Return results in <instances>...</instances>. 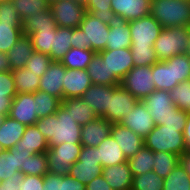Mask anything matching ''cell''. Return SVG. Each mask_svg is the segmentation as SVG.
<instances>
[{"mask_svg":"<svg viewBox=\"0 0 190 190\" xmlns=\"http://www.w3.org/2000/svg\"><path fill=\"white\" fill-rule=\"evenodd\" d=\"M35 125L48 141L49 148L64 142L81 144L82 126L61 105L56 113L39 118Z\"/></svg>","mask_w":190,"mask_h":190,"instance_id":"1","label":"cell"},{"mask_svg":"<svg viewBox=\"0 0 190 190\" xmlns=\"http://www.w3.org/2000/svg\"><path fill=\"white\" fill-rule=\"evenodd\" d=\"M150 15L163 28L190 27V0H151Z\"/></svg>","mask_w":190,"mask_h":190,"instance_id":"2","label":"cell"},{"mask_svg":"<svg viewBox=\"0 0 190 190\" xmlns=\"http://www.w3.org/2000/svg\"><path fill=\"white\" fill-rule=\"evenodd\" d=\"M190 44V27L162 28L153 48L159 61L186 53Z\"/></svg>","mask_w":190,"mask_h":190,"instance_id":"3","label":"cell"},{"mask_svg":"<svg viewBox=\"0 0 190 190\" xmlns=\"http://www.w3.org/2000/svg\"><path fill=\"white\" fill-rule=\"evenodd\" d=\"M144 145L153 152H170L181 156L185 151V141L180 128L156 125L144 138Z\"/></svg>","mask_w":190,"mask_h":190,"instance_id":"4","label":"cell"},{"mask_svg":"<svg viewBox=\"0 0 190 190\" xmlns=\"http://www.w3.org/2000/svg\"><path fill=\"white\" fill-rule=\"evenodd\" d=\"M82 144L64 142L46 151L49 172L59 176L69 175L70 168L78 161Z\"/></svg>","mask_w":190,"mask_h":190,"instance_id":"5","label":"cell"},{"mask_svg":"<svg viewBox=\"0 0 190 190\" xmlns=\"http://www.w3.org/2000/svg\"><path fill=\"white\" fill-rule=\"evenodd\" d=\"M120 85L138 100H143L156 90L152 66H134L121 80Z\"/></svg>","mask_w":190,"mask_h":190,"instance_id":"6","label":"cell"},{"mask_svg":"<svg viewBox=\"0 0 190 190\" xmlns=\"http://www.w3.org/2000/svg\"><path fill=\"white\" fill-rule=\"evenodd\" d=\"M102 171L103 167L99 164L98 148L83 146L78 161L70 168L69 175L87 185L101 175Z\"/></svg>","mask_w":190,"mask_h":190,"instance_id":"7","label":"cell"},{"mask_svg":"<svg viewBox=\"0 0 190 190\" xmlns=\"http://www.w3.org/2000/svg\"><path fill=\"white\" fill-rule=\"evenodd\" d=\"M128 24L131 33V47H153L163 28L150 14L128 21Z\"/></svg>","mask_w":190,"mask_h":190,"instance_id":"8","label":"cell"},{"mask_svg":"<svg viewBox=\"0 0 190 190\" xmlns=\"http://www.w3.org/2000/svg\"><path fill=\"white\" fill-rule=\"evenodd\" d=\"M79 27L84 31L85 49L95 53L106 49L110 25L86 12Z\"/></svg>","mask_w":190,"mask_h":190,"instance_id":"9","label":"cell"},{"mask_svg":"<svg viewBox=\"0 0 190 190\" xmlns=\"http://www.w3.org/2000/svg\"><path fill=\"white\" fill-rule=\"evenodd\" d=\"M49 8L58 27L78 28L86 13L85 6L72 0L54 1Z\"/></svg>","mask_w":190,"mask_h":190,"instance_id":"10","label":"cell"},{"mask_svg":"<svg viewBox=\"0 0 190 190\" xmlns=\"http://www.w3.org/2000/svg\"><path fill=\"white\" fill-rule=\"evenodd\" d=\"M139 100L121 85L113 86V95L110 96V103L107 112L102 116L110 123H120L123 117L127 116Z\"/></svg>","mask_w":190,"mask_h":190,"instance_id":"11","label":"cell"},{"mask_svg":"<svg viewBox=\"0 0 190 190\" xmlns=\"http://www.w3.org/2000/svg\"><path fill=\"white\" fill-rule=\"evenodd\" d=\"M109 69V74L120 84L124 76L134 67L130 48L105 49L98 52Z\"/></svg>","mask_w":190,"mask_h":190,"instance_id":"12","label":"cell"},{"mask_svg":"<svg viewBox=\"0 0 190 190\" xmlns=\"http://www.w3.org/2000/svg\"><path fill=\"white\" fill-rule=\"evenodd\" d=\"M142 101L151 114L155 125H163L176 108L172 102L170 91L167 90H155Z\"/></svg>","mask_w":190,"mask_h":190,"instance_id":"13","label":"cell"},{"mask_svg":"<svg viewBox=\"0 0 190 190\" xmlns=\"http://www.w3.org/2000/svg\"><path fill=\"white\" fill-rule=\"evenodd\" d=\"M143 139L156 126L151 114L142 100H139L127 116L120 122Z\"/></svg>","mask_w":190,"mask_h":190,"instance_id":"14","label":"cell"},{"mask_svg":"<svg viewBox=\"0 0 190 190\" xmlns=\"http://www.w3.org/2000/svg\"><path fill=\"white\" fill-rule=\"evenodd\" d=\"M32 156L27 149L11 148L0 153V181L9 179L15 173L25 175V163Z\"/></svg>","mask_w":190,"mask_h":190,"instance_id":"15","label":"cell"},{"mask_svg":"<svg viewBox=\"0 0 190 190\" xmlns=\"http://www.w3.org/2000/svg\"><path fill=\"white\" fill-rule=\"evenodd\" d=\"M35 110L36 101L33 93H19L13 98L8 116L26 126L35 125L39 120Z\"/></svg>","mask_w":190,"mask_h":190,"instance_id":"16","label":"cell"},{"mask_svg":"<svg viewBox=\"0 0 190 190\" xmlns=\"http://www.w3.org/2000/svg\"><path fill=\"white\" fill-rule=\"evenodd\" d=\"M151 0H111L118 20L131 21L150 14Z\"/></svg>","mask_w":190,"mask_h":190,"instance_id":"17","label":"cell"},{"mask_svg":"<svg viewBox=\"0 0 190 190\" xmlns=\"http://www.w3.org/2000/svg\"><path fill=\"white\" fill-rule=\"evenodd\" d=\"M66 67L59 61H52L48 69L41 76L39 91H44L63 100V79Z\"/></svg>","mask_w":190,"mask_h":190,"instance_id":"18","label":"cell"},{"mask_svg":"<svg viewBox=\"0 0 190 190\" xmlns=\"http://www.w3.org/2000/svg\"><path fill=\"white\" fill-rule=\"evenodd\" d=\"M92 81L86 70L66 69L63 79V99L81 97Z\"/></svg>","mask_w":190,"mask_h":190,"instance_id":"19","label":"cell"},{"mask_svg":"<svg viewBox=\"0 0 190 190\" xmlns=\"http://www.w3.org/2000/svg\"><path fill=\"white\" fill-rule=\"evenodd\" d=\"M111 135L123 151L126 159L133 157L144 145V139L121 123L112 125Z\"/></svg>","mask_w":190,"mask_h":190,"instance_id":"20","label":"cell"},{"mask_svg":"<svg viewBox=\"0 0 190 190\" xmlns=\"http://www.w3.org/2000/svg\"><path fill=\"white\" fill-rule=\"evenodd\" d=\"M112 123L103 117H97L81 129V144L84 147H97L111 134Z\"/></svg>","mask_w":190,"mask_h":190,"instance_id":"21","label":"cell"},{"mask_svg":"<svg viewBox=\"0 0 190 190\" xmlns=\"http://www.w3.org/2000/svg\"><path fill=\"white\" fill-rule=\"evenodd\" d=\"M112 95L113 86L91 84L81 98L93 109L98 117H102L108 110L110 96Z\"/></svg>","mask_w":190,"mask_h":190,"instance_id":"22","label":"cell"},{"mask_svg":"<svg viewBox=\"0 0 190 190\" xmlns=\"http://www.w3.org/2000/svg\"><path fill=\"white\" fill-rule=\"evenodd\" d=\"M102 175L112 190H131L132 188L133 176L127 161L104 167Z\"/></svg>","mask_w":190,"mask_h":190,"instance_id":"23","label":"cell"},{"mask_svg":"<svg viewBox=\"0 0 190 190\" xmlns=\"http://www.w3.org/2000/svg\"><path fill=\"white\" fill-rule=\"evenodd\" d=\"M26 125L5 116L0 122V144L4 150H9L18 143L25 132Z\"/></svg>","mask_w":190,"mask_h":190,"instance_id":"24","label":"cell"},{"mask_svg":"<svg viewBox=\"0 0 190 190\" xmlns=\"http://www.w3.org/2000/svg\"><path fill=\"white\" fill-rule=\"evenodd\" d=\"M99 164L102 167L114 166L127 161L122 149L110 134L98 146Z\"/></svg>","mask_w":190,"mask_h":190,"instance_id":"25","label":"cell"},{"mask_svg":"<svg viewBox=\"0 0 190 190\" xmlns=\"http://www.w3.org/2000/svg\"><path fill=\"white\" fill-rule=\"evenodd\" d=\"M60 105L67 111V113H70L75 122L80 126H84L98 117L93 109L84 102L81 97L65 98L61 101Z\"/></svg>","mask_w":190,"mask_h":190,"instance_id":"26","label":"cell"},{"mask_svg":"<svg viewBox=\"0 0 190 190\" xmlns=\"http://www.w3.org/2000/svg\"><path fill=\"white\" fill-rule=\"evenodd\" d=\"M34 48L29 36L22 35L15 45L7 52L11 70L26 66L27 60L32 56Z\"/></svg>","mask_w":190,"mask_h":190,"instance_id":"27","label":"cell"},{"mask_svg":"<svg viewBox=\"0 0 190 190\" xmlns=\"http://www.w3.org/2000/svg\"><path fill=\"white\" fill-rule=\"evenodd\" d=\"M15 148L27 149L29 153H46L49 149L48 141L39 131L36 125L26 126L22 138L15 145Z\"/></svg>","mask_w":190,"mask_h":190,"instance_id":"28","label":"cell"},{"mask_svg":"<svg viewBox=\"0 0 190 190\" xmlns=\"http://www.w3.org/2000/svg\"><path fill=\"white\" fill-rule=\"evenodd\" d=\"M131 47V33L128 21L117 20L110 25L106 49Z\"/></svg>","mask_w":190,"mask_h":190,"instance_id":"29","label":"cell"},{"mask_svg":"<svg viewBox=\"0 0 190 190\" xmlns=\"http://www.w3.org/2000/svg\"><path fill=\"white\" fill-rule=\"evenodd\" d=\"M21 27L23 35L30 36L33 33H36L38 29H56L58 26L55 22L52 11L49 8L36 13L31 17L24 18Z\"/></svg>","mask_w":190,"mask_h":190,"instance_id":"30","label":"cell"},{"mask_svg":"<svg viewBox=\"0 0 190 190\" xmlns=\"http://www.w3.org/2000/svg\"><path fill=\"white\" fill-rule=\"evenodd\" d=\"M152 77L156 90L171 91L179 82H174L173 64L168 60L152 65Z\"/></svg>","mask_w":190,"mask_h":190,"instance_id":"31","label":"cell"},{"mask_svg":"<svg viewBox=\"0 0 190 190\" xmlns=\"http://www.w3.org/2000/svg\"><path fill=\"white\" fill-rule=\"evenodd\" d=\"M92 84L115 86L120 85L110 74L106 63L98 53H95L86 69Z\"/></svg>","mask_w":190,"mask_h":190,"instance_id":"32","label":"cell"},{"mask_svg":"<svg viewBox=\"0 0 190 190\" xmlns=\"http://www.w3.org/2000/svg\"><path fill=\"white\" fill-rule=\"evenodd\" d=\"M71 43H73V28L57 27L51 49V60L60 62L64 55L72 48Z\"/></svg>","mask_w":190,"mask_h":190,"instance_id":"33","label":"cell"},{"mask_svg":"<svg viewBox=\"0 0 190 190\" xmlns=\"http://www.w3.org/2000/svg\"><path fill=\"white\" fill-rule=\"evenodd\" d=\"M132 176L146 174L153 171V151L145 145L131 158L127 159Z\"/></svg>","mask_w":190,"mask_h":190,"instance_id":"34","label":"cell"},{"mask_svg":"<svg viewBox=\"0 0 190 190\" xmlns=\"http://www.w3.org/2000/svg\"><path fill=\"white\" fill-rule=\"evenodd\" d=\"M16 92L19 93H34L38 91L41 77L37 76L26 67L12 71Z\"/></svg>","mask_w":190,"mask_h":190,"instance_id":"35","label":"cell"},{"mask_svg":"<svg viewBox=\"0 0 190 190\" xmlns=\"http://www.w3.org/2000/svg\"><path fill=\"white\" fill-rule=\"evenodd\" d=\"M95 52L89 49L70 48L61 59L66 69L86 70Z\"/></svg>","mask_w":190,"mask_h":190,"instance_id":"36","label":"cell"},{"mask_svg":"<svg viewBox=\"0 0 190 190\" xmlns=\"http://www.w3.org/2000/svg\"><path fill=\"white\" fill-rule=\"evenodd\" d=\"M22 23L0 22V52L7 53L23 35Z\"/></svg>","mask_w":190,"mask_h":190,"instance_id":"37","label":"cell"},{"mask_svg":"<svg viewBox=\"0 0 190 190\" xmlns=\"http://www.w3.org/2000/svg\"><path fill=\"white\" fill-rule=\"evenodd\" d=\"M85 7L86 12L108 25L118 20L114 11L111 10V0H87Z\"/></svg>","mask_w":190,"mask_h":190,"instance_id":"38","label":"cell"},{"mask_svg":"<svg viewBox=\"0 0 190 190\" xmlns=\"http://www.w3.org/2000/svg\"><path fill=\"white\" fill-rule=\"evenodd\" d=\"M36 101V115L38 118L50 116L56 113L61 104V100L44 91H36L33 93Z\"/></svg>","mask_w":190,"mask_h":190,"instance_id":"39","label":"cell"},{"mask_svg":"<svg viewBox=\"0 0 190 190\" xmlns=\"http://www.w3.org/2000/svg\"><path fill=\"white\" fill-rule=\"evenodd\" d=\"M153 172L159 177L166 178L179 164V156L170 152H153Z\"/></svg>","mask_w":190,"mask_h":190,"instance_id":"40","label":"cell"},{"mask_svg":"<svg viewBox=\"0 0 190 190\" xmlns=\"http://www.w3.org/2000/svg\"><path fill=\"white\" fill-rule=\"evenodd\" d=\"M55 33L56 29H38L36 33L30 35L34 51L51 57Z\"/></svg>","mask_w":190,"mask_h":190,"instance_id":"41","label":"cell"},{"mask_svg":"<svg viewBox=\"0 0 190 190\" xmlns=\"http://www.w3.org/2000/svg\"><path fill=\"white\" fill-rule=\"evenodd\" d=\"M163 190H190V176L178 164L171 173L164 178Z\"/></svg>","mask_w":190,"mask_h":190,"instance_id":"42","label":"cell"},{"mask_svg":"<svg viewBox=\"0 0 190 190\" xmlns=\"http://www.w3.org/2000/svg\"><path fill=\"white\" fill-rule=\"evenodd\" d=\"M16 8L17 14L21 20L26 17L49 9L50 3L48 0H11Z\"/></svg>","mask_w":190,"mask_h":190,"instance_id":"43","label":"cell"},{"mask_svg":"<svg viewBox=\"0 0 190 190\" xmlns=\"http://www.w3.org/2000/svg\"><path fill=\"white\" fill-rule=\"evenodd\" d=\"M164 178L153 171L146 174L133 176L131 190H163Z\"/></svg>","mask_w":190,"mask_h":190,"instance_id":"44","label":"cell"},{"mask_svg":"<svg viewBox=\"0 0 190 190\" xmlns=\"http://www.w3.org/2000/svg\"><path fill=\"white\" fill-rule=\"evenodd\" d=\"M49 172L46 153H36L28 157L25 163V175L45 176Z\"/></svg>","mask_w":190,"mask_h":190,"instance_id":"45","label":"cell"},{"mask_svg":"<svg viewBox=\"0 0 190 190\" xmlns=\"http://www.w3.org/2000/svg\"><path fill=\"white\" fill-rule=\"evenodd\" d=\"M168 61L173 64L174 82L190 80V58L186 53L176 55Z\"/></svg>","mask_w":190,"mask_h":190,"instance_id":"46","label":"cell"},{"mask_svg":"<svg viewBox=\"0 0 190 190\" xmlns=\"http://www.w3.org/2000/svg\"><path fill=\"white\" fill-rule=\"evenodd\" d=\"M172 102L181 110L190 107V80L183 81L170 91Z\"/></svg>","mask_w":190,"mask_h":190,"instance_id":"47","label":"cell"},{"mask_svg":"<svg viewBox=\"0 0 190 190\" xmlns=\"http://www.w3.org/2000/svg\"><path fill=\"white\" fill-rule=\"evenodd\" d=\"M134 66H152L158 62L153 47H130Z\"/></svg>","mask_w":190,"mask_h":190,"instance_id":"48","label":"cell"},{"mask_svg":"<svg viewBox=\"0 0 190 190\" xmlns=\"http://www.w3.org/2000/svg\"><path fill=\"white\" fill-rule=\"evenodd\" d=\"M52 63L49 55L33 52L32 56L26 62V68L41 77Z\"/></svg>","mask_w":190,"mask_h":190,"instance_id":"49","label":"cell"},{"mask_svg":"<svg viewBox=\"0 0 190 190\" xmlns=\"http://www.w3.org/2000/svg\"><path fill=\"white\" fill-rule=\"evenodd\" d=\"M17 95L12 71L0 72V97L14 98Z\"/></svg>","mask_w":190,"mask_h":190,"instance_id":"50","label":"cell"},{"mask_svg":"<svg viewBox=\"0 0 190 190\" xmlns=\"http://www.w3.org/2000/svg\"><path fill=\"white\" fill-rule=\"evenodd\" d=\"M0 22L22 23L11 0L0 2Z\"/></svg>","mask_w":190,"mask_h":190,"instance_id":"51","label":"cell"},{"mask_svg":"<svg viewBox=\"0 0 190 190\" xmlns=\"http://www.w3.org/2000/svg\"><path fill=\"white\" fill-rule=\"evenodd\" d=\"M188 116L187 110H181L176 107L170 114L169 118L164 122V126L171 128H180V132L184 131Z\"/></svg>","mask_w":190,"mask_h":190,"instance_id":"52","label":"cell"},{"mask_svg":"<svg viewBox=\"0 0 190 190\" xmlns=\"http://www.w3.org/2000/svg\"><path fill=\"white\" fill-rule=\"evenodd\" d=\"M44 176L24 175L20 182V190H44Z\"/></svg>","mask_w":190,"mask_h":190,"instance_id":"53","label":"cell"},{"mask_svg":"<svg viewBox=\"0 0 190 190\" xmlns=\"http://www.w3.org/2000/svg\"><path fill=\"white\" fill-rule=\"evenodd\" d=\"M44 190H62V176L48 172L44 176Z\"/></svg>","mask_w":190,"mask_h":190,"instance_id":"54","label":"cell"},{"mask_svg":"<svg viewBox=\"0 0 190 190\" xmlns=\"http://www.w3.org/2000/svg\"><path fill=\"white\" fill-rule=\"evenodd\" d=\"M24 178L21 172H17L9 179L1 181L0 190H20V182Z\"/></svg>","mask_w":190,"mask_h":190,"instance_id":"55","label":"cell"},{"mask_svg":"<svg viewBox=\"0 0 190 190\" xmlns=\"http://www.w3.org/2000/svg\"><path fill=\"white\" fill-rule=\"evenodd\" d=\"M86 185L72 178L70 175L62 176V190H85Z\"/></svg>","mask_w":190,"mask_h":190,"instance_id":"56","label":"cell"},{"mask_svg":"<svg viewBox=\"0 0 190 190\" xmlns=\"http://www.w3.org/2000/svg\"><path fill=\"white\" fill-rule=\"evenodd\" d=\"M85 190H112V188L109 186L104 176L101 174L89 182L86 185Z\"/></svg>","mask_w":190,"mask_h":190,"instance_id":"57","label":"cell"},{"mask_svg":"<svg viewBox=\"0 0 190 190\" xmlns=\"http://www.w3.org/2000/svg\"><path fill=\"white\" fill-rule=\"evenodd\" d=\"M71 47L85 49L84 31L80 27L73 28V43H71Z\"/></svg>","mask_w":190,"mask_h":190,"instance_id":"58","label":"cell"},{"mask_svg":"<svg viewBox=\"0 0 190 190\" xmlns=\"http://www.w3.org/2000/svg\"><path fill=\"white\" fill-rule=\"evenodd\" d=\"M13 99L7 96L0 97V122L3 117L8 116Z\"/></svg>","mask_w":190,"mask_h":190,"instance_id":"59","label":"cell"},{"mask_svg":"<svg viewBox=\"0 0 190 190\" xmlns=\"http://www.w3.org/2000/svg\"><path fill=\"white\" fill-rule=\"evenodd\" d=\"M179 164L190 176V151H185L181 156H179Z\"/></svg>","mask_w":190,"mask_h":190,"instance_id":"60","label":"cell"},{"mask_svg":"<svg viewBox=\"0 0 190 190\" xmlns=\"http://www.w3.org/2000/svg\"><path fill=\"white\" fill-rule=\"evenodd\" d=\"M186 151H190V112H188L186 124L183 131Z\"/></svg>","mask_w":190,"mask_h":190,"instance_id":"61","label":"cell"},{"mask_svg":"<svg viewBox=\"0 0 190 190\" xmlns=\"http://www.w3.org/2000/svg\"><path fill=\"white\" fill-rule=\"evenodd\" d=\"M5 71H12V70L8 61L7 53L0 52V72H5Z\"/></svg>","mask_w":190,"mask_h":190,"instance_id":"62","label":"cell"},{"mask_svg":"<svg viewBox=\"0 0 190 190\" xmlns=\"http://www.w3.org/2000/svg\"><path fill=\"white\" fill-rule=\"evenodd\" d=\"M72 1H74V2H76L78 4H81L83 6H86V3H87V0H72Z\"/></svg>","mask_w":190,"mask_h":190,"instance_id":"63","label":"cell"},{"mask_svg":"<svg viewBox=\"0 0 190 190\" xmlns=\"http://www.w3.org/2000/svg\"><path fill=\"white\" fill-rule=\"evenodd\" d=\"M186 54H187L188 57L190 58V44H189V47H188V50H187Z\"/></svg>","mask_w":190,"mask_h":190,"instance_id":"64","label":"cell"},{"mask_svg":"<svg viewBox=\"0 0 190 190\" xmlns=\"http://www.w3.org/2000/svg\"><path fill=\"white\" fill-rule=\"evenodd\" d=\"M4 149L2 148L1 144H0V153L3 152Z\"/></svg>","mask_w":190,"mask_h":190,"instance_id":"65","label":"cell"},{"mask_svg":"<svg viewBox=\"0 0 190 190\" xmlns=\"http://www.w3.org/2000/svg\"><path fill=\"white\" fill-rule=\"evenodd\" d=\"M48 1H49V3H52V2L57 1V0H48Z\"/></svg>","mask_w":190,"mask_h":190,"instance_id":"66","label":"cell"}]
</instances>
